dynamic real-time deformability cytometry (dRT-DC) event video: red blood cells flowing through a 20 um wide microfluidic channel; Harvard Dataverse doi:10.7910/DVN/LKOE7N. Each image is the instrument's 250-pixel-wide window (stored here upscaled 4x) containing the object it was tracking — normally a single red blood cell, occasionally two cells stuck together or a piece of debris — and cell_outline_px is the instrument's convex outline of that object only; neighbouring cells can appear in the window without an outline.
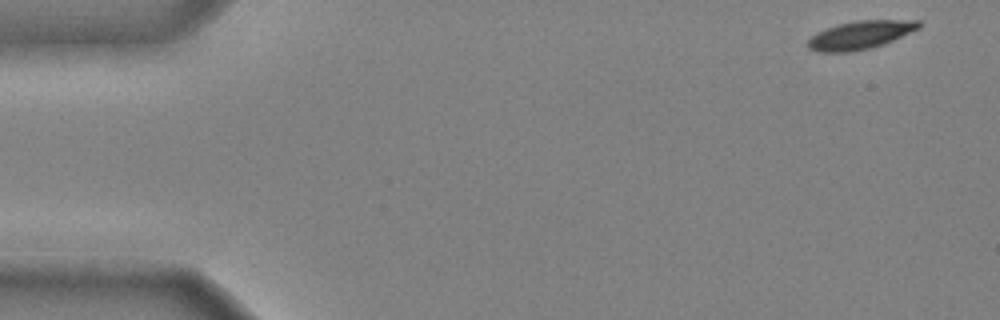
{"species": "common noctule bat (a hibernating species)", "species_latin": "Nyctalus noctula", "temperature_condition": "cold", "stored_images_in_passage": 42, "camera_frame_rate_fps": 3000, "um_per_image_px": 0.085, "animal": {"sex": "male", "body_mass_g": 20.4}, "frame": {"image": 1, "passage_image": 1, "time_ms": 0.0, "image_size_px": [1000, 320], "cell_outline_px": [[920, 28], [884, 44], [868, 48], [848, 52], [816, 52], [808, 48], [808, 40], [812, 36], [828, 28], [840, 24], [856, 20], [920, 20]], "centroid_in_image_um": [73.15, 2.97], "position_along_channel_um": 11.9, "area_um2": 17.98}}
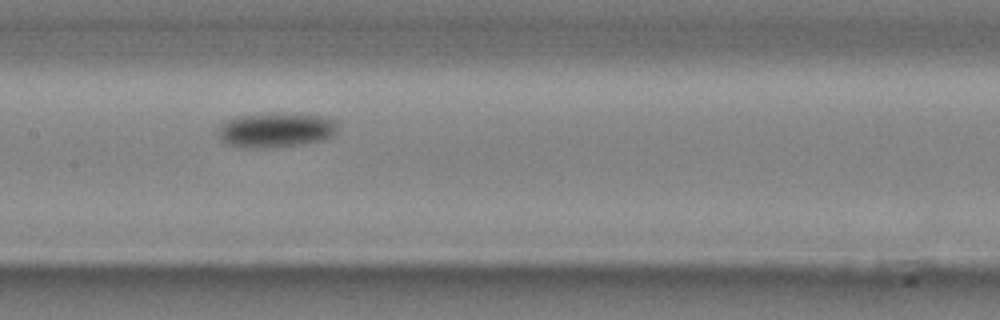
{"frame": {"image": 2, "passage_image": 23, "time_ms": 7.333, "image_size_px": [1000, 320], "cell_outline_px": [[336, 132], [332, 136], [324, 140], [300, 144], [272, 148], [244, 148], [228, 144], [220, 140], [216, 132], [220, 124], [236, 116], [268, 112], [304, 112], [332, 116], [336, 120]], "centroid_in_image_um": [23.48, 11.01], "position_along_channel_um": 183.9, "area_um2": 25.43}}
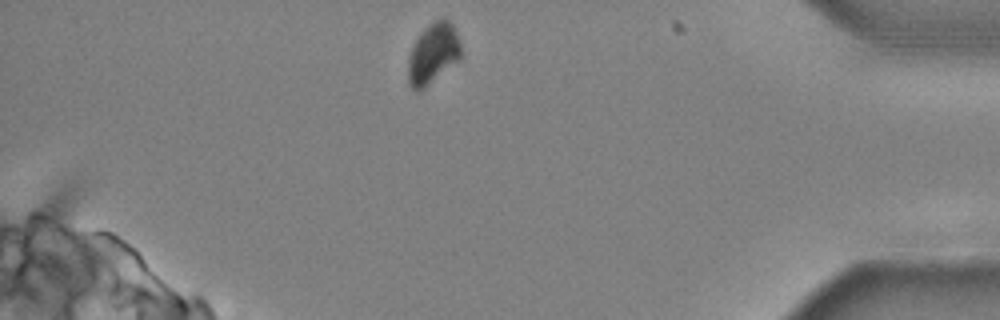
{"frame": {"image": 3, "passage_image": 42, "time_ms": 13.667, "image_size_px": [1000, 320], "cell_outline_px": [[460, 60], [420, 92], [416, 92], [408, 84], [408, 60], [412, 48], [416, 40], [424, 28], [428, 24], [440, 16], [444, 16], [456, 28], [460, 44]], "centroid_in_image_um": [36.82, 4.55], "position_along_channel_um": 398.4, "area_um2": 19.02}, "authors_computed_cell_mechanics": {"area_um2": 21.4727, "velocity_mm_per_s": 3.9328, "shape_relaxation_time_tau1_ms": 5.5356, "shape_relaxation_time_tau2_ms": null, "deformation_change_tau1": 0.1726, "deformation_change_tau2": null}}